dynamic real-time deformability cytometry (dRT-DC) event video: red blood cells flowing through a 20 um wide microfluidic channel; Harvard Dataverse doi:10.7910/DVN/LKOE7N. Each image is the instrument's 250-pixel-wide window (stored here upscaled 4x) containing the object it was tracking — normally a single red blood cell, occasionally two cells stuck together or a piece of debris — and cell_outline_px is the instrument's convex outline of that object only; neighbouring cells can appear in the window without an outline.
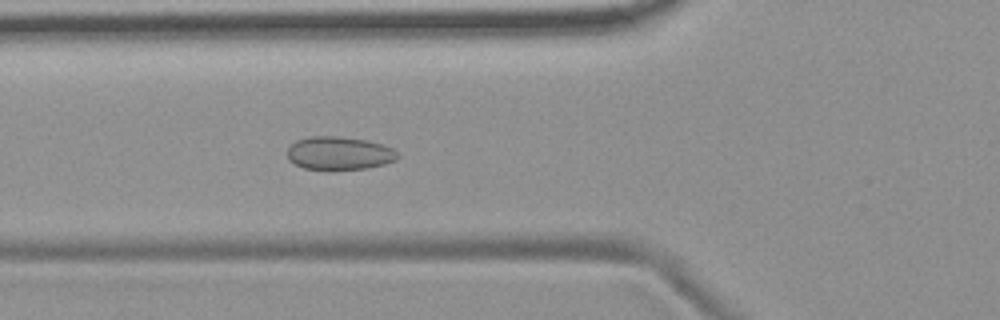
{"species": "common noctule bat (a hibernating species)", "species_latin": "Nyctalus noctula", "temperature_condition": "room temperature", "stored_images_in_passage": 5, "camera_frame_rate_fps": 3000, "um_per_image_px": 0.085, "animal": {"sex": "female", "body_mass_g": 19.9}, "frame": {"image": 1, "passage_image": 5, "time_ms": 4.333, "image_size_px": [1000, 320], "cell_outline_px": [[400, 156], [396, 160], [384, 164], [368, 168], [328, 172], [304, 168], [288, 160], [288, 148], [296, 140], [312, 136], [340, 136], [368, 140], [392, 148]], "centroid_in_image_um": [28.82, 13.05], "position_along_channel_um": 97.0, "area_um2": 21.91}}